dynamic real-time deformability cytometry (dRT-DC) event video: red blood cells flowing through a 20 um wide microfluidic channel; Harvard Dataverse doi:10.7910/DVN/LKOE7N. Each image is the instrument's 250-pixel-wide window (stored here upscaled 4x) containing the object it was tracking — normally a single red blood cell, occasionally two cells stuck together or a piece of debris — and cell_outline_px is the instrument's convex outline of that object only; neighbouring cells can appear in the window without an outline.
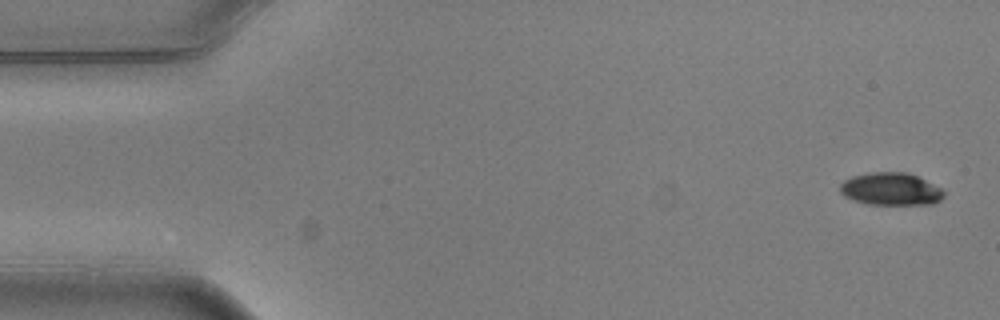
{"species": "common noctule bat (a hibernating species)", "species_latin": "Nyctalus noctula", "temperature_condition": "warm", "stored_images_in_passage": 5, "camera_frame_rate_fps": 3000, "um_per_image_px": 0.085, "animal": {"sex": "male", "body_mass_g": 20.5, "forearm_length_mm": 52.5}, "frame": {"image": 1, "passage_image": 1, "time_ms": 0.0, "image_size_px": [1000, 320], "cell_outline_px": [[944, 196], [940, 200], [932, 204], [868, 204], [852, 200], [844, 196], [840, 192], [840, 184], [844, 180], [852, 176], [872, 172], [908, 172], [940, 188], [944, 192]], "centroid_in_image_um": [75.68, 16.07], "position_along_channel_um": 9.3, "area_um2": 19.59}}
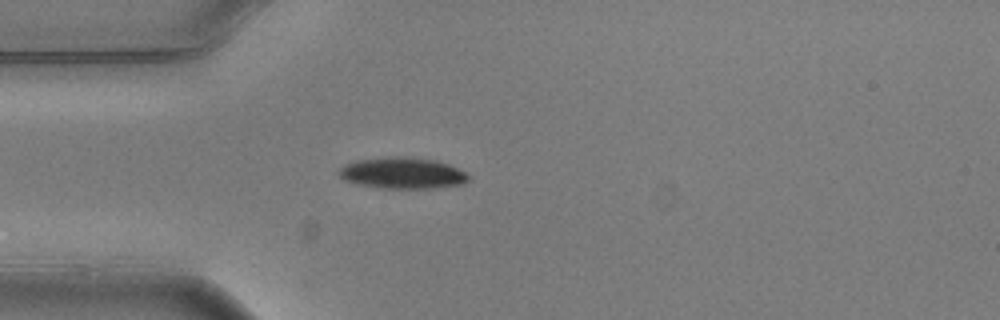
{"frame": {"image": 2, "passage_image": 5, "time_ms": 1.333, "image_size_px": [1000, 320], "cell_outline_px": [[472, 180], [464, 184], [432, 188], [384, 188], [356, 184], [344, 180], [336, 172], [344, 164], [356, 160], [392, 156], [404, 156], [436, 160], [448, 164], [468, 172], [472, 176]], "centroid_in_image_um": [34.25, 14.71], "position_along_channel_um": 50.7, "area_um2": 24.04}}